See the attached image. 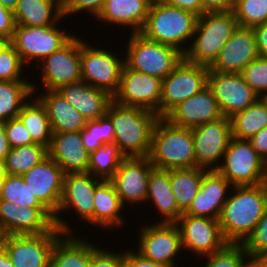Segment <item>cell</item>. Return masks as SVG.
<instances>
[{
    "label": "cell",
    "mask_w": 267,
    "mask_h": 267,
    "mask_svg": "<svg viewBox=\"0 0 267 267\" xmlns=\"http://www.w3.org/2000/svg\"><path fill=\"white\" fill-rule=\"evenodd\" d=\"M5 132L11 148L35 144L27 128L18 117L5 122Z\"/></svg>",
    "instance_id": "cell-46"
},
{
    "label": "cell",
    "mask_w": 267,
    "mask_h": 267,
    "mask_svg": "<svg viewBox=\"0 0 267 267\" xmlns=\"http://www.w3.org/2000/svg\"><path fill=\"white\" fill-rule=\"evenodd\" d=\"M64 175L62 168L49 156L22 175L32 194L53 216L59 209Z\"/></svg>",
    "instance_id": "cell-20"
},
{
    "label": "cell",
    "mask_w": 267,
    "mask_h": 267,
    "mask_svg": "<svg viewBox=\"0 0 267 267\" xmlns=\"http://www.w3.org/2000/svg\"><path fill=\"white\" fill-rule=\"evenodd\" d=\"M170 183L178 208L184 213L198 193L204 168L169 169Z\"/></svg>",
    "instance_id": "cell-34"
},
{
    "label": "cell",
    "mask_w": 267,
    "mask_h": 267,
    "mask_svg": "<svg viewBox=\"0 0 267 267\" xmlns=\"http://www.w3.org/2000/svg\"><path fill=\"white\" fill-rule=\"evenodd\" d=\"M88 44V41L81 39V78L113 97L119 87L125 59L118 58L119 55L109 50L90 47Z\"/></svg>",
    "instance_id": "cell-10"
},
{
    "label": "cell",
    "mask_w": 267,
    "mask_h": 267,
    "mask_svg": "<svg viewBox=\"0 0 267 267\" xmlns=\"http://www.w3.org/2000/svg\"><path fill=\"white\" fill-rule=\"evenodd\" d=\"M86 120H96L106 115L112 96L83 80L59 87L56 90Z\"/></svg>",
    "instance_id": "cell-26"
},
{
    "label": "cell",
    "mask_w": 267,
    "mask_h": 267,
    "mask_svg": "<svg viewBox=\"0 0 267 267\" xmlns=\"http://www.w3.org/2000/svg\"><path fill=\"white\" fill-rule=\"evenodd\" d=\"M4 175H5V172L3 171V165L0 162V189H1V186H2V181H3Z\"/></svg>",
    "instance_id": "cell-62"
},
{
    "label": "cell",
    "mask_w": 267,
    "mask_h": 267,
    "mask_svg": "<svg viewBox=\"0 0 267 267\" xmlns=\"http://www.w3.org/2000/svg\"><path fill=\"white\" fill-rule=\"evenodd\" d=\"M203 14L205 12L230 11L233 10V0H201Z\"/></svg>",
    "instance_id": "cell-54"
},
{
    "label": "cell",
    "mask_w": 267,
    "mask_h": 267,
    "mask_svg": "<svg viewBox=\"0 0 267 267\" xmlns=\"http://www.w3.org/2000/svg\"><path fill=\"white\" fill-rule=\"evenodd\" d=\"M126 157L116 144H104L89 153L87 172L103 180H109Z\"/></svg>",
    "instance_id": "cell-38"
},
{
    "label": "cell",
    "mask_w": 267,
    "mask_h": 267,
    "mask_svg": "<svg viewBox=\"0 0 267 267\" xmlns=\"http://www.w3.org/2000/svg\"><path fill=\"white\" fill-rule=\"evenodd\" d=\"M0 226L7 235L43 234L50 232L55 222L45 207L16 206L0 199Z\"/></svg>",
    "instance_id": "cell-21"
},
{
    "label": "cell",
    "mask_w": 267,
    "mask_h": 267,
    "mask_svg": "<svg viewBox=\"0 0 267 267\" xmlns=\"http://www.w3.org/2000/svg\"><path fill=\"white\" fill-rule=\"evenodd\" d=\"M223 117L212 90L207 86L173 108L164 118L171 124L193 128Z\"/></svg>",
    "instance_id": "cell-24"
},
{
    "label": "cell",
    "mask_w": 267,
    "mask_h": 267,
    "mask_svg": "<svg viewBox=\"0 0 267 267\" xmlns=\"http://www.w3.org/2000/svg\"><path fill=\"white\" fill-rule=\"evenodd\" d=\"M107 0H64L63 1V16H69L71 13L85 11L95 18L102 11Z\"/></svg>",
    "instance_id": "cell-47"
},
{
    "label": "cell",
    "mask_w": 267,
    "mask_h": 267,
    "mask_svg": "<svg viewBox=\"0 0 267 267\" xmlns=\"http://www.w3.org/2000/svg\"><path fill=\"white\" fill-rule=\"evenodd\" d=\"M153 168L149 157H126L120 163L109 181L123 206L146 203L148 179Z\"/></svg>",
    "instance_id": "cell-19"
},
{
    "label": "cell",
    "mask_w": 267,
    "mask_h": 267,
    "mask_svg": "<svg viewBox=\"0 0 267 267\" xmlns=\"http://www.w3.org/2000/svg\"><path fill=\"white\" fill-rule=\"evenodd\" d=\"M259 57L252 28L238 27L222 47L210 71L240 73L250 62Z\"/></svg>",
    "instance_id": "cell-22"
},
{
    "label": "cell",
    "mask_w": 267,
    "mask_h": 267,
    "mask_svg": "<svg viewBox=\"0 0 267 267\" xmlns=\"http://www.w3.org/2000/svg\"><path fill=\"white\" fill-rule=\"evenodd\" d=\"M176 224L181 233L183 250L192 251L196 256L202 255L205 258L227 243L217 219L183 213Z\"/></svg>",
    "instance_id": "cell-17"
},
{
    "label": "cell",
    "mask_w": 267,
    "mask_h": 267,
    "mask_svg": "<svg viewBox=\"0 0 267 267\" xmlns=\"http://www.w3.org/2000/svg\"><path fill=\"white\" fill-rule=\"evenodd\" d=\"M37 99L44 106L52 133L81 131L87 120L56 90L40 93Z\"/></svg>",
    "instance_id": "cell-28"
},
{
    "label": "cell",
    "mask_w": 267,
    "mask_h": 267,
    "mask_svg": "<svg viewBox=\"0 0 267 267\" xmlns=\"http://www.w3.org/2000/svg\"><path fill=\"white\" fill-rule=\"evenodd\" d=\"M6 237H7V234L5 230L0 226V251L4 249Z\"/></svg>",
    "instance_id": "cell-58"
},
{
    "label": "cell",
    "mask_w": 267,
    "mask_h": 267,
    "mask_svg": "<svg viewBox=\"0 0 267 267\" xmlns=\"http://www.w3.org/2000/svg\"><path fill=\"white\" fill-rule=\"evenodd\" d=\"M0 199L9 201L16 206L44 207L32 194L22 175H4Z\"/></svg>",
    "instance_id": "cell-39"
},
{
    "label": "cell",
    "mask_w": 267,
    "mask_h": 267,
    "mask_svg": "<svg viewBox=\"0 0 267 267\" xmlns=\"http://www.w3.org/2000/svg\"><path fill=\"white\" fill-rule=\"evenodd\" d=\"M0 267H14L5 249L0 251Z\"/></svg>",
    "instance_id": "cell-56"
},
{
    "label": "cell",
    "mask_w": 267,
    "mask_h": 267,
    "mask_svg": "<svg viewBox=\"0 0 267 267\" xmlns=\"http://www.w3.org/2000/svg\"><path fill=\"white\" fill-rule=\"evenodd\" d=\"M163 4L173 7H179L183 10L190 11L197 16L203 14V5L201 0H157Z\"/></svg>",
    "instance_id": "cell-51"
},
{
    "label": "cell",
    "mask_w": 267,
    "mask_h": 267,
    "mask_svg": "<svg viewBox=\"0 0 267 267\" xmlns=\"http://www.w3.org/2000/svg\"><path fill=\"white\" fill-rule=\"evenodd\" d=\"M82 144L90 153L104 144H115L114 126L105 115L96 120H87L85 127L80 131Z\"/></svg>",
    "instance_id": "cell-40"
},
{
    "label": "cell",
    "mask_w": 267,
    "mask_h": 267,
    "mask_svg": "<svg viewBox=\"0 0 267 267\" xmlns=\"http://www.w3.org/2000/svg\"><path fill=\"white\" fill-rule=\"evenodd\" d=\"M140 228L137 252L155 263L166 267H177L174 257L183 251L178 225L156 222L155 225L143 224Z\"/></svg>",
    "instance_id": "cell-14"
},
{
    "label": "cell",
    "mask_w": 267,
    "mask_h": 267,
    "mask_svg": "<svg viewBox=\"0 0 267 267\" xmlns=\"http://www.w3.org/2000/svg\"><path fill=\"white\" fill-rule=\"evenodd\" d=\"M209 67L185 59L162 80L160 117L208 86Z\"/></svg>",
    "instance_id": "cell-9"
},
{
    "label": "cell",
    "mask_w": 267,
    "mask_h": 267,
    "mask_svg": "<svg viewBox=\"0 0 267 267\" xmlns=\"http://www.w3.org/2000/svg\"><path fill=\"white\" fill-rule=\"evenodd\" d=\"M242 245L255 263L267 254V208Z\"/></svg>",
    "instance_id": "cell-44"
},
{
    "label": "cell",
    "mask_w": 267,
    "mask_h": 267,
    "mask_svg": "<svg viewBox=\"0 0 267 267\" xmlns=\"http://www.w3.org/2000/svg\"><path fill=\"white\" fill-rule=\"evenodd\" d=\"M208 87L212 90L224 117L247 109L259 96L246 83L240 73H208Z\"/></svg>",
    "instance_id": "cell-18"
},
{
    "label": "cell",
    "mask_w": 267,
    "mask_h": 267,
    "mask_svg": "<svg viewBox=\"0 0 267 267\" xmlns=\"http://www.w3.org/2000/svg\"><path fill=\"white\" fill-rule=\"evenodd\" d=\"M35 98L23 105L17 117L25 125L35 144L49 148L52 138L50 122L44 106Z\"/></svg>",
    "instance_id": "cell-35"
},
{
    "label": "cell",
    "mask_w": 267,
    "mask_h": 267,
    "mask_svg": "<svg viewBox=\"0 0 267 267\" xmlns=\"http://www.w3.org/2000/svg\"><path fill=\"white\" fill-rule=\"evenodd\" d=\"M24 63L10 43L0 54V81H28L21 77Z\"/></svg>",
    "instance_id": "cell-45"
},
{
    "label": "cell",
    "mask_w": 267,
    "mask_h": 267,
    "mask_svg": "<svg viewBox=\"0 0 267 267\" xmlns=\"http://www.w3.org/2000/svg\"><path fill=\"white\" fill-rule=\"evenodd\" d=\"M162 79L138 72L126 64L112 100L124 106L150 110L160 116Z\"/></svg>",
    "instance_id": "cell-12"
},
{
    "label": "cell",
    "mask_w": 267,
    "mask_h": 267,
    "mask_svg": "<svg viewBox=\"0 0 267 267\" xmlns=\"http://www.w3.org/2000/svg\"><path fill=\"white\" fill-rule=\"evenodd\" d=\"M37 84L31 81H0V119L16 118L27 98L35 95Z\"/></svg>",
    "instance_id": "cell-33"
},
{
    "label": "cell",
    "mask_w": 267,
    "mask_h": 267,
    "mask_svg": "<svg viewBox=\"0 0 267 267\" xmlns=\"http://www.w3.org/2000/svg\"><path fill=\"white\" fill-rule=\"evenodd\" d=\"M81 38L74 36L60 50L44 58L41 63V83L46 91L75 83L81 78Z\"/></svg>",
    "instance_id": "cell-16"
},
{
    "label": "cell",
    "mask_w": 267,
    "mask_h": 267,
    "mask_svg": "<svg viewBox=\"0 0 267 267\" xmlns=\"http://www.w3.org/2000/svg\"><path fill=\"white\" fill-rule=\"evenodd\" d=\"M104 180L86 173H69L64 175L63 192L59 209L54 215L55 226L63 233H72V227L59 216L62 211L70 209L87 224L94 225V194ZM77 212V213H76ZM64 220V221H63Z\"/></svg>",
    "instance_id": "cell-7"
},
{
    "label": "cell",
    "mask_w": 267,
    "mask_h": 267,
    "mask_svg": "<svg viewBox=\"0 0 267 267\" xmlns=\"http://www.w3.org/2000/svg\"><path fill=\"white\" fill-rule=\"evenodd\" d=\"M240 74L259 98L267 94V58L259 56L250 62Z\"/></svg>",
    "instance_id": "cell-43"
},
{
    "label": "cell",
    "mask_w": 267,
    "mask_h": 267,
    "mask_svg": "<svg viewBox=\"0 0 267 267\" xmlns=\"http://www.w3.org/2000/svg\"><path fill=\"white\" fill-rule=\"evenodd\" d=\"M127 41L125 64L162 80L184 59V54L177 49L148 40L140 33H130Z\"/></svg>",
    "instance_id": "cell-6"
},
{
    "label": "cell",
    "mask_w": 267,
    "mask_h": 267,
    "mask_svg": "<svg viewBox=\"0 0 267 267\" xmlns=\"http://www.w3.org/2000/svg\"><path fill=\"white\" fill-rule=\"evenodd\" d=\"M134 250L124 251L123 265L122 267H166L162 264L155 263L152 260L144 258L138 252Z\"/></svg>",
    "instance_id": "cell-50"
},
{
    "label": "cell",
    "mask_w": 267,
    "mask_h": 267,
    "mask_svg": "<svg viewBox=\"0 0 267 267\" xmlns=\"http://www.w3.org/2000/svg\"><path fill=\"white\" fill-rule=\"evenodd\" d=\"M56 23L54 26L27 27L15 26L11 44L20 55L23 63L42 61L53 52L60 50L73 37L74 34L67 33Z\"/></svg>",
    "instance_id": "cell-11"
},
{
    "label": "cell",
    "mask_w": 267,
    "mask_h": 267,
    "mask_svg": "<svg viewBox=\"0 0 267 267\" xmlns=\"http://www.w3.org/2000/svg\"><path fill=\"white\" fill-rule=\"evenodd\" d=\"M267 106V94L261 97Z\"/></svg>",
    "instance_id": "cell-63"
},
{
    "label": "cell",
    "mask_w": 267,
    "mask_h": 267,
    "mask_svg": "<svg viewBox=\"0 0 267 267\" xmlns=\"http://www.w3.org/2000/svg\"><path fill=\"white\" fill-rule=\"evenodd\" d=\"M106 116L114 126L115 144L125 157H148L153 132L160 116L156 113L114 102L108 105Z\"/></svg>",
    "instance_id": "cell-1"
},
{
    "label": "cell",
    "mask_w": 267,
    "mask_h": 267,
    "mask_svg": "<svg viewBox=\"0 0 267 267\" xmlns=\"http://www.w3.org/2000/svg\"><path fill=\"white\" fill-rule=\"evenodd\" d=\"M97 246L91 253L89 267H122L124 252L107 251Z\"/></svg>",
    "instance_id": "cell-48"
},
{
    "label": "cell",
    "mask_w": 267,
    "mask_h": 267,
    "mask_svg": "<svg viewBox=\"0 0 267 267\" xmlns=\"http://www.w3.org/2000/svg\"><path fill=\"white\" fill-rule=\"evenodd\" d=\"M255 35L259 56L267 58V23L252 27Z\"/></svg>",
    "instance_id": "cell-53"
},
{
    "label": "cell",
    "mask_w": 267,
    "mask_h": 267,
    "mask_svg": "<svg viewBox=\"0 0 267 267\" xmlns=\"http://www.w3.org/2000/svg\"><path fill=\"white\" fill-rule=\"evenodd\" d=\"M5 120L0 119V162L3 163L6 155L10 152V145L5 132Z\"/></svg>",
    "instance_id": "cell-55"
},
{
    "label": "cell",
    "mask_w": 267,
    "mask_h": 267,
    "mask_svg": "<svg viewBox=\"0 0 267 267\" xmlns=\"http://www.w3.org/2000/svg\"><path fill=\"white\" fill-rule=\"evenodd\" d=\"M231 187L233 185L217 170H206L198 193L184 214L219 220Z\"/></svg>",
    "instance_id": "cell-23"
},
{
    "label": "cell",
    "mask_w": 267,
    "mask_h": 267,
    "mask_svg": "<svg viewBox=\"0 0 267 267\" xmlns=\"http://www.w3.org/2000/svg\"><path fill=\"white\" fill-rule=\"evenodd\" d=\"M264 190L265 193V198H266V202H267V174H264L261 180V184H260Z\"/></svg>",
    "instance_id": "cell-59"
},
{
    "label": "cell",
    "mask_w": 267,
    "mask_h": 267,
    "mask_svg": "<svg viewBox=\"0 0 267 267\" xmlns=\"http://www.w3.org/2000/svg\"><path fill=\"white\" fill-rule=\"evenodd\" d=\"M196 167L216 170L232 137L230 118L221 117L191 128ZM217 164V165H216Z\"/></svg>",
    "instance_id": "cell-15"
},
{
    "label": "cell",
    "mask_w": 267,
    "mask_h": 267,
    "mask_svg": "<svg viewBox=\"0 0 267 267\" xmlns=\"http://www.w3.org/2000/svg\"><path fill=\"white\" fill-rule=\"evenodd\" d=\"M62 234L55 226L43 234L7 235L4 249L14 267H50L53 246Z\"/></svg>",
    "instance_id": "cell-13"
},
{
    "label": "cell",
    "mask_w": 267,
    "mask_h": 267,
    "mask_svg": "<svg viewBox=\"0 0 267 267\" xmlns=\"http://www.w3.org/2000/svg\"><path fill=\"white\" fill-rule=\"evenodd\" d=\"M265 174H267V160L265 161Z\"/></svg>",
    "instance_id": "cell-64"
},
{
    "label": "cell",
    "mask_w": 267,
    "mask_h": 267,
    "mask_svg": "<svg viewBox=\"0 0 267 267\" xmlns=\"http://www.w3.org/2000/svg\"><path fill=\"white\" fill-rule=\"evenodd\" d=\"M11 43V41L0 38V54Z\"/></svg>",
    "instance_id": "cell-60"
},
{
    "label": "cell",
    "mask_w": 267,
    "mask_h": 267,
    "mask_svg": "<svg viewBox=\"0 0 267 267\" xmlns=\"http://www.w3.org/2000/svg\"><path fill=\"white\" fill-rule=\"evenodd\" d=\"M252 147L258 155L264 160H267V127L257 132L249 139Z\"/></svg>",
    "instance_id": "cell-52"
},
{
    "label": "cell",
    "mask_w": 267,
    "mask_h": 267,
    "mask_svg": "<svg viewBox=\"0 0 267 267\" xmlns=\"http://www.w3.org/2000/svg\"><path fill=\"white\" fill-rule=\"evenodd\" d=\"M124 209L113 184L104 180L94 194V226L116 228L123 225L124 219L120 212ZM123 219V220H122Z\"/></svg>",
    "instance_id": "cell-32"
},
{
    "label": "cell",
    "mask_w": 267,
    "mask_h": 267,
    "mask_svg": "<svg viewBox=\"0 0 267 267\" xmlns=\"http://www.w3.org/2000/svg\"><path fill=\"white\" fill-rule=\"evenodd\" d=\"M154 168L169 170L196 167L191 128L171 124L160 117L154 132L150 154Z\"/></svg>",
    "instance_id": "cell-5"
},
{
    "label": "cell",
    "mask_w": 267,
    "mask_h": 267,
    "mask_svg": "<svg viewBox=\"0 0 267 267\" xmlns=\"http://www.w3.org/2000/svg\"><path fill=\"white\" fill-rule=\"evenodd\" d=\"M48 156L64 174L86 173L88 170L89 153L82 144L80 131L52 133Z\"/></svg>",
    "instance_id": "cell-25"
},
{
    "label": "cell",
    "mask_w": 267,
    "mask_h": 267,
    "mask_svg": "<svg viewBox=\"0 0 267 267\" xmlns=\"http://www.w3.org/2000/svg\"><path fill=\"white\" fill-rule=\"evenodd\" d=\"M232 137L249 140L257 132L267 127V106L258 98L247 109L230 117Z\"/></svg>",
    "instance_id": "cell-36"
},
{
    "label": "cell",
    "mask_w": 267,
    "mask_h": 267,
    "mask_svg": "<svg viewBox=\"0 0 267 267\" xmlns=\"http://www.w3.org/2000/svg\"><path fill=\"white\" fill-rule=\"evenodd\" d=\"M238 27L233 10L205 12L198 17L194 40L188 45L184 59L210 67Z\"/></svg>",
    "instance_id": "cell-4"
},
{
    "label": "cell",
    "mask_w": 267,
    "mask_h": 267,
    "mask_svg": "<svg viewBox=\"0 0 267 267\" xmlns=\"http://www.w3.org/2000/svg\"><path fill=\"white\" fill-rule=\"evenodd\" d=\"M224 162L216 169L233 186L260 185L265 174V161L249 140L231 137Z\"/></svg>",
    "instance_id": "cell-8"
},
{
    "label": "cell",
    "mask_w": 267,
    "mask_h": 267,
    "mask_svg": "<svg viewBox=\"0 0 267 267\" xmlns=\"http://www.w3.org/2000/svg\"><path fill=\"white\" fill-rule=\"evenodd\" d=\"M256 267H267V254L256 263Z\"/></svg>",
    "instance_id": "cell-61"
},
{
    "label": "cell",
    "mask_w": 267,
    "mask_h": 267,
    "mask_svg": "<svg viewBox=\"0 0 267 267\" xmlns=\"http://www.w3.org/2000/svg\"><path fill=\"white\" fill-rule=\"evenodd\" d=\"M13 11L5 8L0 3V38L11 41L15 30Z\"/></svg>",
    "instance_id": "cell-49"
},
{
    "label": "cell",
    "mask_w": 267,
    "mask_h": 267,
    "mask_svg": "<svg viewBox=\"0 0 267 267\" xmlns=\"http://www.w3.org/2000/svg\"><path fill=\"white\" fill-rule=\"evenodd\" d=\"M198 17L190 11L153 0L140 34L185 54L188 48L183 47V43L193 40Z\"/></svg>",
    "instance_id": "cell-3"
},
{
    "label": "cell",
    "mask_w": 267,
    "mask_h": 267,
    "mask_svg": "<svg viewBox=\"0 0 267 267\" xmlns=\"http://www.w3.org/2000/svg\"><path fill=\"white\" fill-rule=\"evenodd\" d=\"M233 11L240 27L267 23V0H235Z\"/></svg>",
    "instance_id": "cell-42"
},
{
    "label": "cell",
    "mask_w": 267,
    "mask_h": 267,
    "mask_svg": "<svg viewBox=\"0 0 267 267\" xmlns=\"http://www.w3.org/2000/svg\"><path fill=\"white\" fill-rule=\"evenodd\" d=\"M72 235L74 233H65L57 239L52 249L50 267H89L91 253L97 246L88 239Z\"/></svg>",
    "instance_id": "cell-31"
},
{
    "label": "cell",
    "mask_w": 267,
    "mask_h": 267,
    "mask_svg": "<svg viewBox=\"0 0 267 267\" xmlns=\"http://www.w3.org/2000/svg\"><path fill=\"white\" fill-rule=\"evenodd\" d=\"M47 157L48 148L40 144L11 148L2 163L3 171L5 174L23 175Z\"/></svg>",
    "instance_id": "cell-37"
},
{
    "label": "cell",
    "mask_w": 267,
    "mask_h": 267,
    "mask_svg": "<svg viewBox=\"0 0 267 267\" xmlns=\"http://www.w3.org/2000/svg\"><path fill=\"white\" fill-rule=\"evenodd\" d=\"M15 23L27 27L54 26L63 16L62 0H19L13 11Z\"/></svg>",
    "instance_id": "cell-30"
},
{
    "label": "cell",
    "mask_w": 267,
    "mask_h": 267,
    "mask_svg": "<svg viewBox=\"0 0 267 267\" xmlns=\"http://www.w3.org/2000/svg\"><path fill=\"white\" fill-rule=\"evenodd\" d=\"M205 257L208 260L204 267H256L242 243H226L220 250Z\"/></svg>",
    "instance_id": "cell-41"
},
{
    "label": "cell",
    "mask_w": 267,
    "mask_h": 267,
    "mask_svg": "<svg viewBox=\"0 0 267 267\" xmlns=\"http://www.w3.org/2000/svg\"><path fill=\"white\" fill-rule=\"evenodd\" d=\"M150 200L152 201L151 205L155 206L163 216V220L161 219L158 223H176L183 214L173 195L168 170L157 168L151 170L146 202H150Z\"/></svg>",
    "instance_id": "cell-29"
},
{
    "label": "cell",
    "mask_w": 267,
    "mask_h": 267,
    "mask_svg": "<svg viewBox=\"0 0 267 267\" xmlns=\"http://www.w3.org/2000/svg\"><path fill=\"white\" fill-rule=\"evenodd\" d=\"M19 0H0V3L7 9L14 11Z\"/></svg>",
    "instance_id": "cell-57"
},
{
    "label": "cell",
    "mask_w": 267,
    "mask_h": 267,
    "mask_svg": "<svg viewBox=\"0 0 267 267\" xmlns=\"http://www.w3.org/2000/svg\"><path fill=\"white\" fill-rule=\"evenodd\" d=\"M153 0H107L97 16L107 24L131 27V33H140Z\"/></svg>",
    "instance_id": "cell-27"
},
{
    "label": "cell",
    "mask_w": 267,
    "mask_h": 267,
    "mask_svg": "<svg viewBox=\"0 0 267 267\" xmlns=\"http://www.w3.org/2000/svg\"><path fill=\"white\" fill-rule=\"evenodd\" d=\"M235 193L227 198L219 225L227 243H243L267 208L261 185L233 186Z\"/></svg>",
    "instance_id": "cell-2"
}]
</instances>
